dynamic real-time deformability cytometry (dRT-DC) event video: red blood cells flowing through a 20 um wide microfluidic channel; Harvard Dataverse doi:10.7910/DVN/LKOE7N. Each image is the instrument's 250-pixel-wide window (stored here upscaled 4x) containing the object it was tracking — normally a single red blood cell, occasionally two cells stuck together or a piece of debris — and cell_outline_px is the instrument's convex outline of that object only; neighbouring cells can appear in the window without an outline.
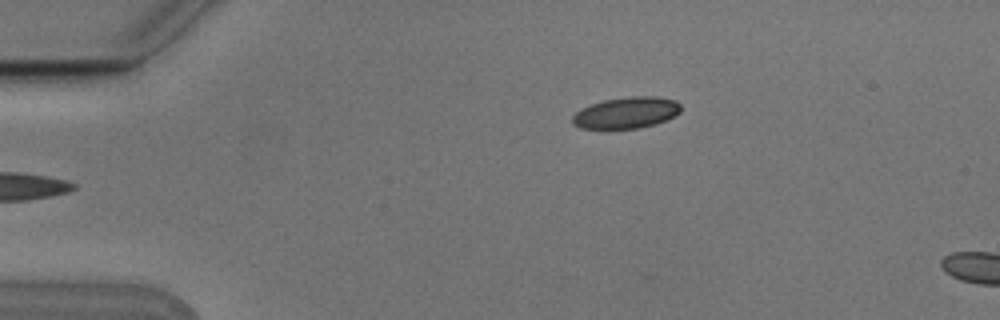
{"species": "Egyptian fruit bat (a non-hibernating species)", "species_latin": "Rousettus aegyptiacus", "temperature_condition": "cold", "stored_images_in_passage": 2, "camera_frame_rate_fps": 3000, "um_per_image_px": 0.085, "animal": {"sex": "male"}, "frame": {"image": 1, "passage_image": 2, "time_ms": 0.333, "image_size_px": [1000, 320], "cell_outline_px": [[680, 112], [656, 124], [640, 128], [580, 128], [572, 124], [572, 116], [576, 112], [592, 104], [604, 100], [632, 96], [656, 96], [676, 100], [680, 104]], "centroid_in_image_um": [53.25, 9.58], "position_along_channel_um": 31.8, "area_um2": 19.59}}